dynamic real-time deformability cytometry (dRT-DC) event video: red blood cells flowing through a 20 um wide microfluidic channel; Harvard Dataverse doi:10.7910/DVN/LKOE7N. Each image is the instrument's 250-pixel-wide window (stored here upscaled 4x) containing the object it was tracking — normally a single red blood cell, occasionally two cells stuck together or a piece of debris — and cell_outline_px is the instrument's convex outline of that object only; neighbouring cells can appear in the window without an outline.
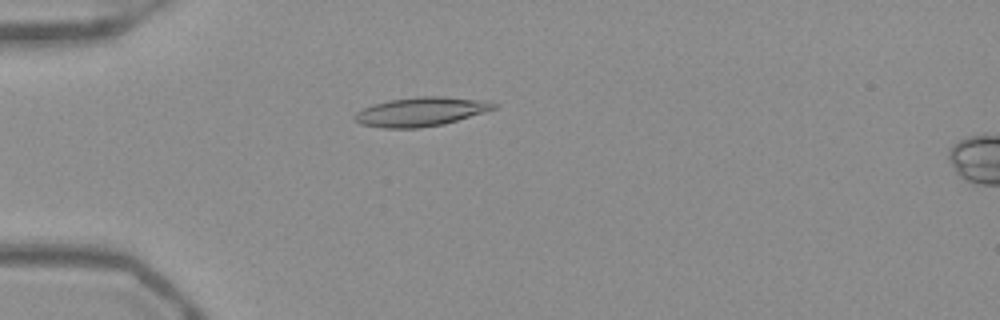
{"species": "Egyptian fruit bat (a non-hibernating species)", "species_latin": "Rousettus aegyptiacus", "temperature_condition": "warm", "stored_images_in_passage": 52, "camera_frame_rate_fps": 3000, "um_per_image_px": 0.085, "frame": {"image": 1, "passage_image": 15, "time_ms": 4.667, "image_size_px": [1000, 320], "cell_outline_px": [[496, 108], [484, 112], [444, 124], [420, 128], [384, 128], [360, 124], [352, 120], [352, 116], [356, 112], [372, 104], [388, 100], [420, 96], [444, 96], [492, 100], [496, 104]], "centroid_in_image_um": [35.77, 9.48], "position_along_channel_um": 49.2, "area_um2": 23.87}}
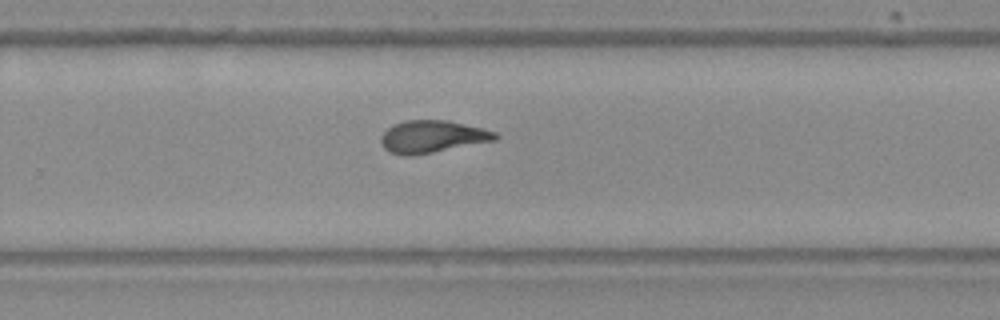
{"frame": {"image": 2, "passage_image": 35, "time_ms": 11.333, "image_size_px": [1000, 320], "cell_outline_px": [[500, 136], [496, 140], [412, 156], [404, 156], [388, 152], [380, 144], [380, 136], [392, 124], [404, 120], [448, 120], [484, 128], [496, 132]], "centroid_in_image_um": [36.72, 11.61], "position_along_channel_um": 293.1, "area_um2": 21.79}}
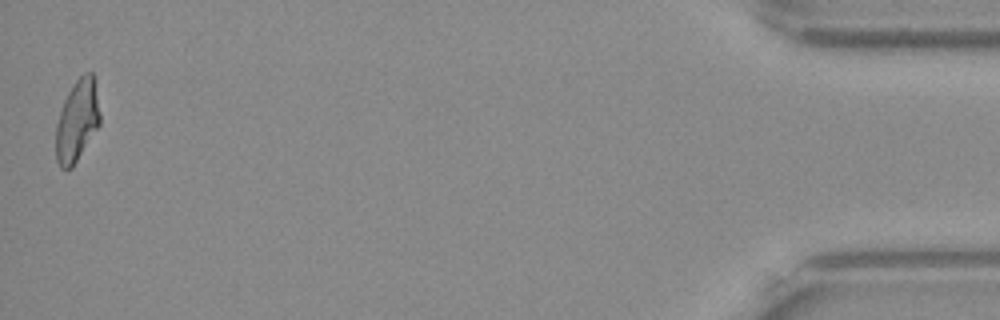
{"frame": {"image": 3, "passage_image": 52, "time_ms": 17.0, "image_size_px": [1000, 320], "cell_outline_px": [[100, 124], [72, 168], [60, 168], [56, 160], [56, 124], [64, 100], [72, 84], [84, 72], [92, 72], [100, 116]], "centroid_in_image_um": [6.54, 10.28], "position_along_channel_um": 428.7, "area_um2": 20.69}, "authors_computed_cell_mechanics": {"area_um2": 21.7039, "velocity_mm_per_s": 3.9248, "shape_relaxation_time_tau1_ms": null, "shape_relaxation_time_tau2_ms": 1.9644, "deformation_change_tau1": null, "deformation_change_tau2": 0.0966}}